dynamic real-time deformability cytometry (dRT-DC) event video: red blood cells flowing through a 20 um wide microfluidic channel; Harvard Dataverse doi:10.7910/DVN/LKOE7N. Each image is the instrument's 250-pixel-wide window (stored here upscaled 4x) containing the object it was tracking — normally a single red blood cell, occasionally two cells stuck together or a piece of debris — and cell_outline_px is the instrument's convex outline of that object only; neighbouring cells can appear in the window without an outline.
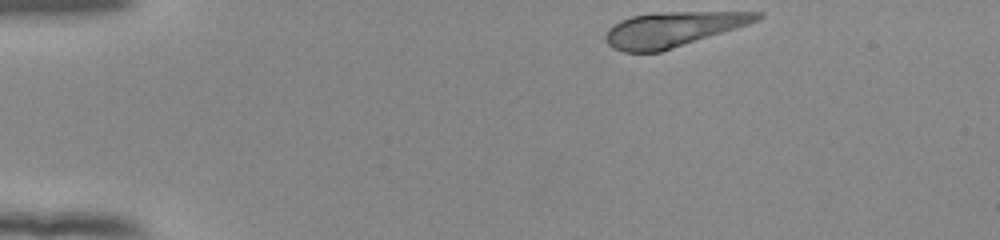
{"species": "human", "species_latin": "Homo sapiens", "temperature_condition": "room temperature", "stored_images_in_passage": 45, "camera_frame_rate_fps": 3000, "um_per_image_px": 0.085, "donor": {"sex": "female"}, "frame": {"image": 1, "passage_image": 1, "time_ms": 0.0, "image_size_px": [1000, 240], "cell_outline_px": [[764, 16], [748, 24], [736, 28], [660, 52], [624, 52], [612, 48], [604, 40], [604, 36], [608, 28], [612, 24], [620, 20], [632, 16], [652, 12], [764, 12]], "centroid_in_image_um": [57.12, 2.48], "position_along_channel_um": 27.9, "area_um2": 30.69}}
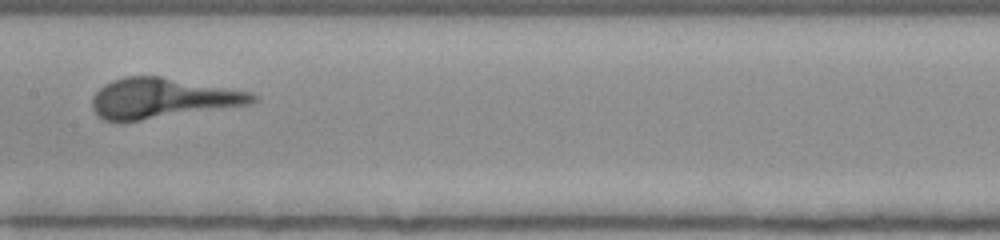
{"frame": {"image": 2, "passage_image": 20, "time_ms": 6.333, "image_size_px": [1000, 240], "cell_outline_px": [[260, 100], [252, 104], [140, 120], [104, 120], [96, 116], [92, 108], [92, 96], [104, 84], [112, 80], [128, 76], [160, 76], [248, 92], [260, 96]], "centroid_in_image_um": [13.79, 8.34], "position_along_channel_um": 193.6, "area_um2": 37.11}}
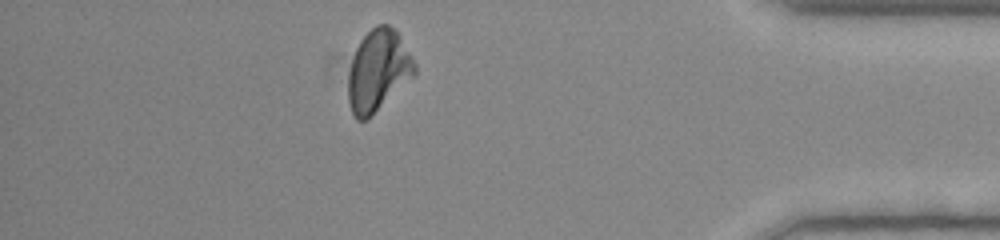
{"frame": {"image": 3, "passage_image": 39, "time_ms": 12.667, "image_size_px": [1000, 240], "cell_outline_px": [[416, 72], [368, 120], [356, 120], [348, 104], [348, 72], [356, 48], [360, 40], [376, 24], [388, 24], [400, 36], [412, 56], [416, 64]], "centroid_in_image_um": [32.12, 6.01], "position_along_channel_um": 403.1, "area_um2": 31.33}}